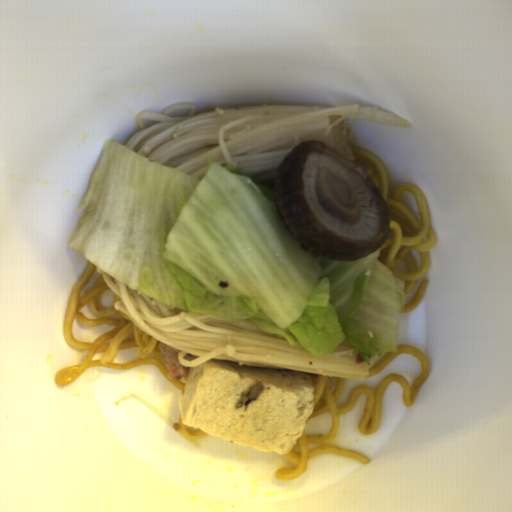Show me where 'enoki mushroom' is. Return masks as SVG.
Masks as SVG:
<instances>
[{"label":"enoki mushroom","mask_w":512,"mask_h":512,"mask_svg":"<svg viewBox=\"0 0 512 512\" xmlns=\"http://www.w3.org/2000/svg\"><path fill=\"white\" fill-rule=\"evenodd\" d=\"M118 296L113 306L137 328L179 351L184 367L194 368L208 360H226L241 366H258L308 372L335 378L365 380L374 356L357 363L359 353L341 343L326 354H314L302 345L288 344L253 323L185 311L153 300L115 279L97 266ZM198 355L184 360L186 354Z\"/></svg>","instance_id":"enoki-mushroom-2"},{"label":"enoki mushroom","mask_w":512,"mask_h":512,"mask_svg":"<svg viewBox=\"0 0 512 512\" xmlns=\"http://www.w3.org/2000/svg\"><path fill=\"white\" fill-rule=\"evenodd\" d=\"M187 116L171 117L177 109ZM176 103L163 112L140 111L137 133L125 147L196 179L210 162L234 165L276 194L279 164L297 145L319 141L352 163L357 154L350 119L391 126H412L382 108L354 105H274L207 108ZM143 119L158 123L144 128Z\"/></svg>","instance_id":"enoki-mushroom-1"}]
</instances>
